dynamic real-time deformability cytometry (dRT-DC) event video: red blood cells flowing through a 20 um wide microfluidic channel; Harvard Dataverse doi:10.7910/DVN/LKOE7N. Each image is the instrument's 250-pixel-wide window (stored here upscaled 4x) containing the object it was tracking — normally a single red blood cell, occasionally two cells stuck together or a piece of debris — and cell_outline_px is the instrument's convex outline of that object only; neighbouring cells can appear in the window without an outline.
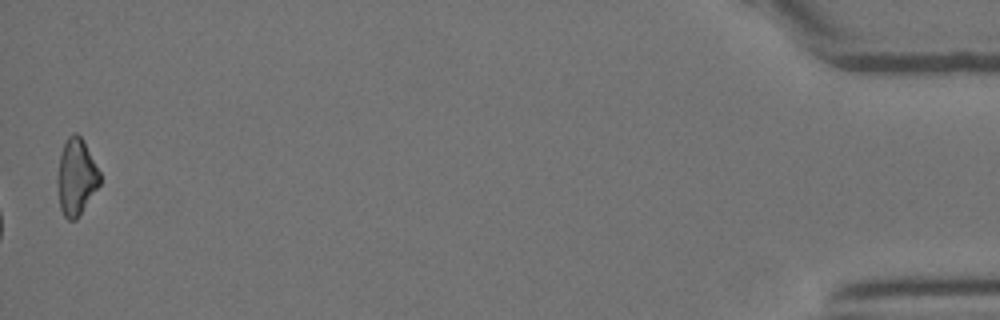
{"species": "Egyptian fruit bat (a non-hibernating species)", "species_latin": "Rousettus aegyptiacus", "temperature_condition": "room temperature", "stored_images_in_passage": 33, "camera_frame_rate_fps": 3000, "um_per_image_px": 0.085, "animal": {"sex": "female"}, "frame": {"image": 1, "passage_image": 33, "time_ms": 10.667, "image_size_px": [1000, 320], "cell_outline_px": [[100, 184], [76, 220], [68, 220], [64, 216], [60, 208], [56, 180], [60, 152], [68, 136], [72, 132], [76, 132], [80, 136], [100, 172]], "centroid_in_image_um": [6.45, 15.05], "position_along_channel_um": 428.8, "area_um2": 18.84}}